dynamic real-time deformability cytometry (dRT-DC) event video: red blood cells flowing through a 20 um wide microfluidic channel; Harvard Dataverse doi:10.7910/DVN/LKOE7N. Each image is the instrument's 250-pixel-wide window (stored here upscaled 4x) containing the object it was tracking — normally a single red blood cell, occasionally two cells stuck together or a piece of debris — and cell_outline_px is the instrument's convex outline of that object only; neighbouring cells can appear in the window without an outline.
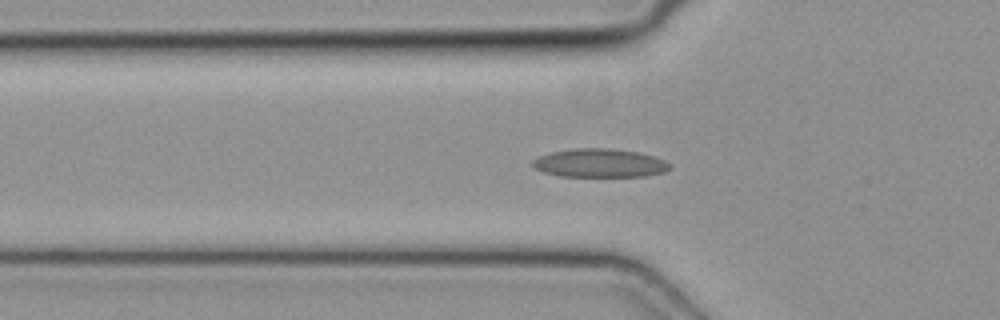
{"species": "common noctule bat (a hibernating species)", "species_latin": "Nyctalus noctula", "temperature_condition": "cold", "stored_images_in_passage": 31, "camera_frame_rate_fps": 3000, "um_per_image_px": 0.085, "animal": {"sex": "female", "body_mass_g": 19.3, "forearm_length_mm": 54.1}, "frame": {"image": 1, "passage_image": 2, "time_ms": 0.333, "image_size_px": [1000, 320], "cell_outline_px": [[672, 168], [664, 172], [644, 176], [560, 176], [544, 172], [536, 168], [532, 164], [532, 160], [540, 156], [552, 152], [576, 148], [608, 148], [636, 152], [652, 156], [664, 160], [672, 164]], "centroid_in_image_um": [51.0, 13.86], "position_along_channel_um": 74.8, "area_um2": 22.6}}
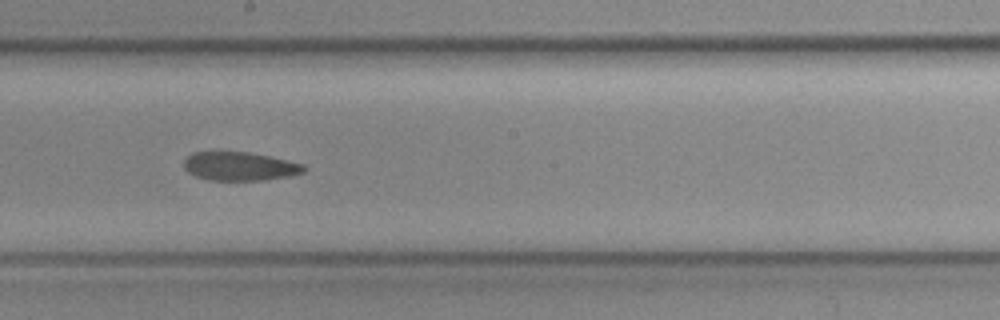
{"frame": {"image": 2, "passage_image": 13, "time_ms": 4.0, "image_size_px": [1000, 320], "cell_outline_px": [[308, 168], [304, 172], [292, 176], [264, 180], [208, 180], [196, 176], [188, 172], [184, 168], [184, 160], [192, 152], [248, 152], [268, 156], [304, 164]], "centroid_in_image_um": [20.4, 14.14], "position_along_channel_um": 227.8, "area_um2": 20.06}}
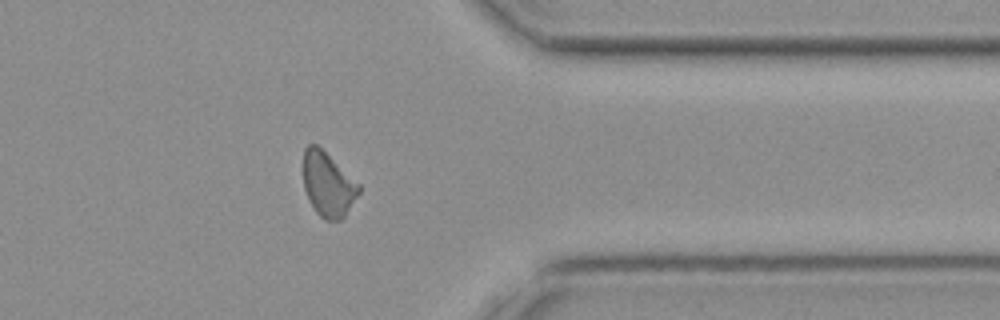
{"frame": {"image": 3, "passage_image": 25, "time_ms": 8.0, "image_size_px": [1000, 320], "cell_outline_px": [[360, 192], [344, 216], [340, 220], [324, 220], [316, 212], [308, 200], [304, 188], [304, 148], [308, 144], [316, 144], [360, 184]], "centroid_in_image_um": [27.87, 15.69], "position_along_channel_um": 383.5, "area_um2": 20.63}}